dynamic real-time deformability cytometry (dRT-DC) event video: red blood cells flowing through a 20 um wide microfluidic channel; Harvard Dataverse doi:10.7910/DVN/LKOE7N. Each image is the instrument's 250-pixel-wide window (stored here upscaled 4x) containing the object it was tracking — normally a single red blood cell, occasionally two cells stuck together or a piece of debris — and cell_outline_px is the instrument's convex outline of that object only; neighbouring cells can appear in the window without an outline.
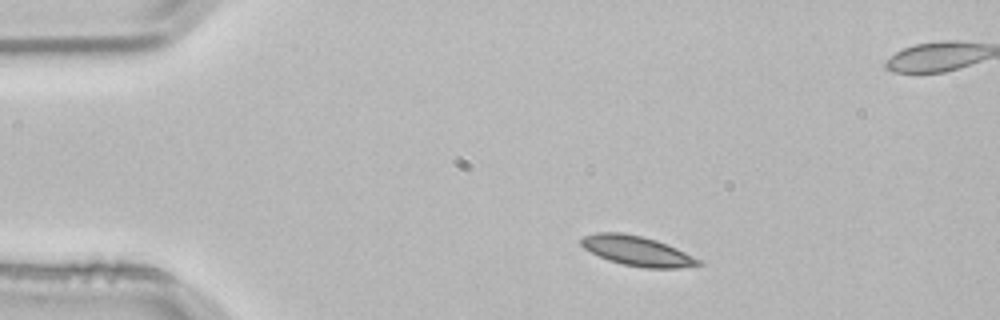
{"species": "common noctule bat (a hibernating species)", "species_latin": "Nyctalus noctula", "temperature_condition": "room temperature", "stored_images_in_passage": 2, "camera_frame_rate_fps": 3000, "um_per_image_px": 0.085, "animal": {"sex": "male", "body_mass_g": 21.5, "forearm_length_mm": 52.0}, "frame": {"image": 1, "passage_image": 1, "time_ms": 0.0, "image_size_px": [1000, 320], "cell_outline_px": [[704, 264], [680, 268], [644, 268], [624, 264], [608, 260], [584, 248], [580, 244], [580, 240], [584, 236], [596, 232], [620, 232], [640, 236], [656, 240], [676, 248], [700, 260]], "centroid_in_image_um": [54.15, 21.33], "position_along_channel_um": 30.9, "area_um2": 20.11}}